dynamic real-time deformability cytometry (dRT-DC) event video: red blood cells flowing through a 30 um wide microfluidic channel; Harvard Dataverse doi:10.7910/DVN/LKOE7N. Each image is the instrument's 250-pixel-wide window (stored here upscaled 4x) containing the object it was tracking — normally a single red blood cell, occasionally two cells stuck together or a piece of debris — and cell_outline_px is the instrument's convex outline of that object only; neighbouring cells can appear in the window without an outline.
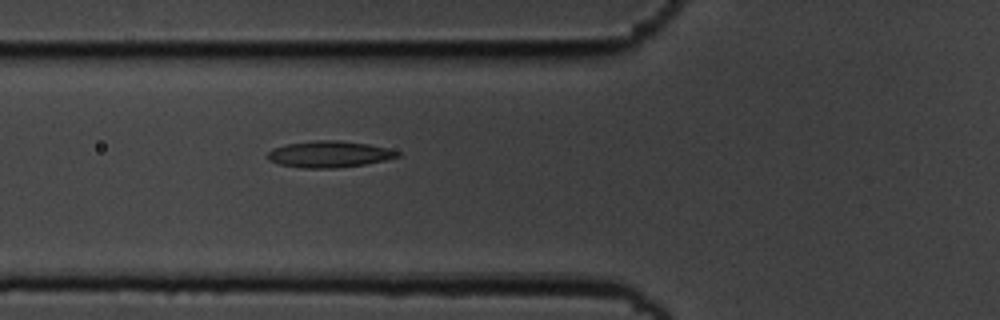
{"species": "common noctule bat (a hibernating species)", "species_latin": "Nyctalus noctula", "temperature_condition": "cold", "stored_images_in_passage": 7, "camera_frame_rate_fps": 3000, "um_per_image_px": 0.085, "animal": {"sex": "male", "body_mass_g": 19.5, "forearm_length_mm": 54.6}, "frame": {"image": 1, "passage_image": 7, "time_ms": 2.0, "image_size_px": [1000, 320], "cell_outline_px": [[400, 156], [384, 160], [364, 164], [336, 168], [300, 168], [280, 164], [268, 160], [268, 152], [272, 148], [284, 144], [316, 140], [340, 140], [368, 144], [388, 148], [400, 152]], "centroid_in_image_um": [27.96, 13.1], "position_along_channel_um": 97.8, "area_um2": 20.06}}